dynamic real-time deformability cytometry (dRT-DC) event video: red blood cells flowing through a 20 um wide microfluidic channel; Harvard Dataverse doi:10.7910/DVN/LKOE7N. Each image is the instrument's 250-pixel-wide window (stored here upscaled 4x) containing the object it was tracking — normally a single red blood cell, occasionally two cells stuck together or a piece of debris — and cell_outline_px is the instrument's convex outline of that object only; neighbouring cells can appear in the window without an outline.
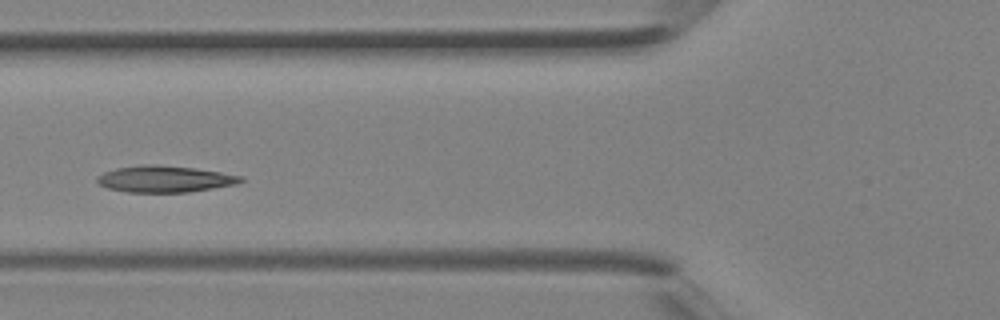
{"species": "Egyptian fruit bat (a non-hibernating species)", "species_latin": "Rousettus aegyptiacus", "temperature_condition": "room temperature", "stored_images_in_passage": 2, "camera_frame_rate_fps": 3000, "um_per_image_px": 0.085, "animal": {"sex": "female"}, "frame": {"image": 1, "passage_image": 2, "time_ms": 0.333, "image_size_px": [1000, 320], "cell_outline_px": [[244, 180], [236, 184], [188, 192], [128, 192], [108, 188], [100, 184], [96, 180], [96, 176], [104, 172], [116, 168], [140, 164], [156, 164], [196, 168], [244, 176]], "centroid_in_image_um": [14.0, 15.2], "position_along_channel_um": 111.8, "area_um2": 22.25}}